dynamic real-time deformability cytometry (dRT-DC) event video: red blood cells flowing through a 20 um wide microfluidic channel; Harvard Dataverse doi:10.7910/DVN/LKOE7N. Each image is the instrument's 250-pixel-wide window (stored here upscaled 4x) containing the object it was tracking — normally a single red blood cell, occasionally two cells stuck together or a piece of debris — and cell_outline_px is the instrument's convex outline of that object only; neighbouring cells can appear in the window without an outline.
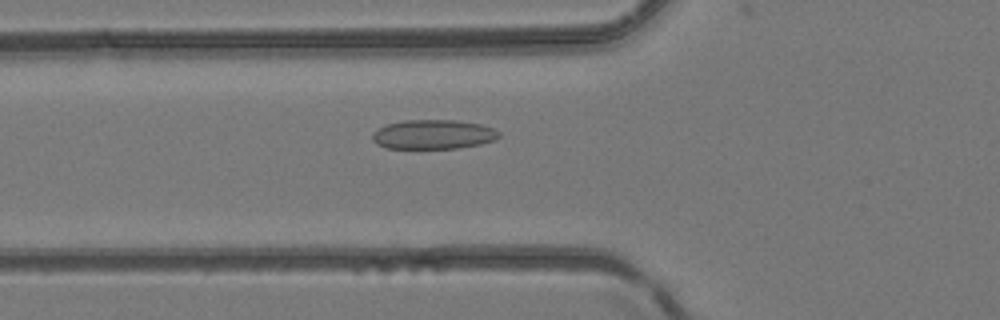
{"species": "common noctule bat (a hibernating species)", "species_latin": "Nyctalus noctula", "temperature_condition": "room temperature", "stored_images_in_passage": 47, "camera_frame_rate_fps": 3000, "um_per_image_px": 0.085, "animal": {"sex": "female", "body_mass_g": 24.6, "forearm_length_mm": 56.2}, "frame": {"image": 1, "passage_image": 18, "time_ms": 5.667, "image_size_px": [1000, 320], "cell_outline_px": [[500, 136], [492, 140], [480, 144], [456, 148], [388, 148], [376, 144], [372, 140], [372, 132], [388, 124], [404, 120], [456, 120], [480, 124], [492, 128], [500, 132]], "centroid_in_image_um": [36.81, 11.42], "position_along_channel_um": 89.0, "area_um2": 21.5}}
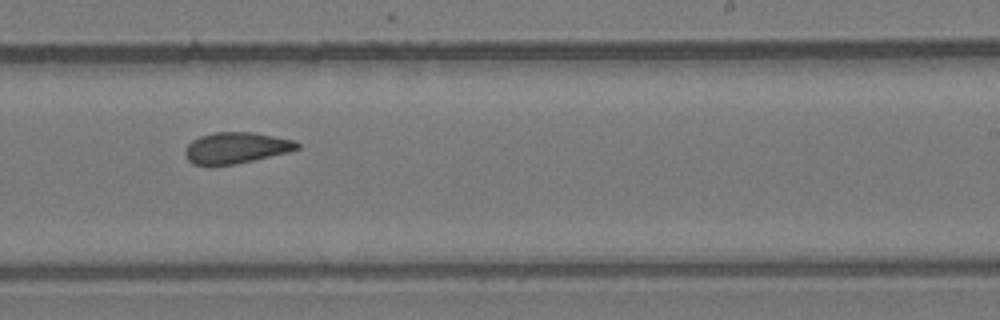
{"frame": {"image": 2, "passage_image": 30, "time_ms": 9.667, "image_size_px": [1000, 320], "cell_outline_px": [[300, 148], [288, 152], [236, 164], [192, 164], [188, 160], [184, 152], [188, 144], [192, 140], [200, 136], [216, 132], [252, 132], [296, 140], [300, 144]], "centroid_in_image_um": [20.1, 12.55], "position_along_channel_um": 268.9, "area_um2": 20.17}}
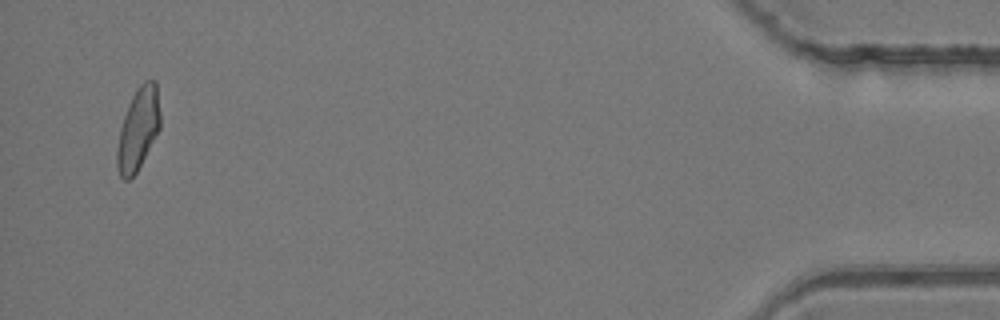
{"frame": {"image": 3, "passage_image": 46, "time_ms": 15.0, "image_size_px": [1000, 320], "cell_outline_px": [[160, 128], [136, 172], [128, 180], [124, 180], [120, 176], [116, 168], [116, 152], [120, 128], [128, 104], [136, 88], [144, 80], [156, 80], [160, 112]], "centroid_in_image_um": [11.73, 10.94], "position_along_channel_um": 423.5, "area_um2": 20.63}}